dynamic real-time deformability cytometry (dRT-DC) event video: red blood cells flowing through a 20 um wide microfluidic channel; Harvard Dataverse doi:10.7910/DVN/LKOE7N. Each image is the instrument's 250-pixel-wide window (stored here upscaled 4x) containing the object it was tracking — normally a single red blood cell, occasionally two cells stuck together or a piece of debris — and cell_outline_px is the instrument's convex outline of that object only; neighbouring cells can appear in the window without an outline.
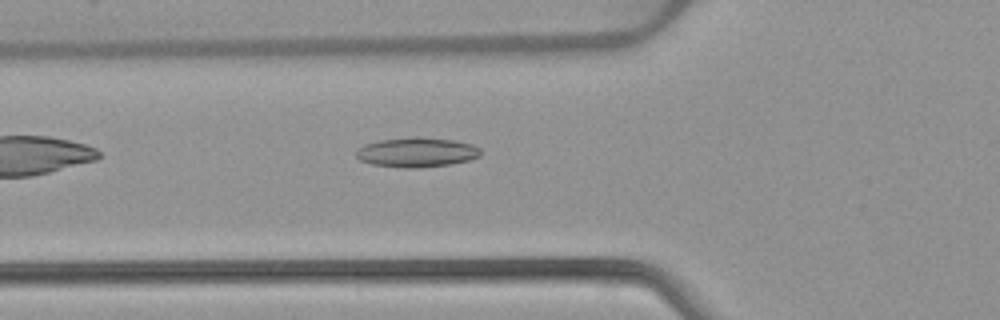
{"species": "common noctule bat (a hibernating species)", "species_latin": "Nyctalus noctula", "temperature_condition": "warm", "stored_images_in_passage": 35, "camera_frame_rate_fps": 3000, "um_per_image_px": 0.085, "animal": {"sex": "female", "body_mass_g": 22.7, "forearm_length_mm": 54.2}, "frame": {"image": 1, "passage_image": 2, "time_ms": 0.333, "image_size_px": [1000, 320], "cell_outline_px": [[480, 156], [468, 160], [448, 164], [416, 168], [408, 168], [372, 164], [360, 160], [356, 156], [356, 148], [364, 144], [380, 140], [412, 136], [416, 136], [452, 140], [472, 144], [480, 148]], "centroid_in_image_um": [35.39, 12.93], "position_along_channel_um": 90.4, "area_um2": 21.44}}
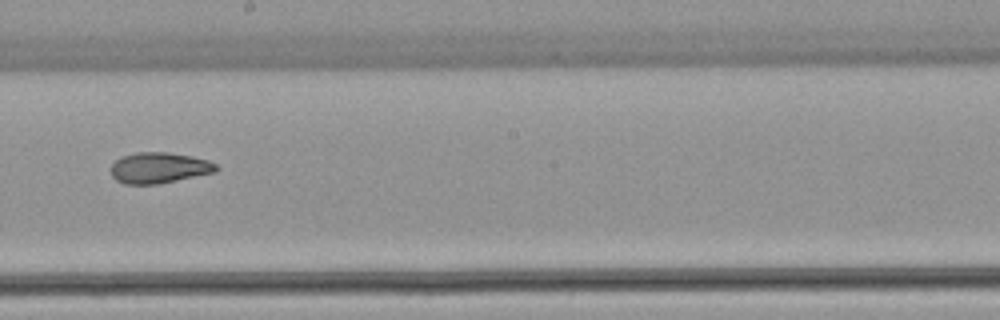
{"frame": {"image": 2, "passage_image": 13, "time_ms": 4.0, "image_size_px": [1000, 320], "cell_outline_px": [[220, 168], [216, 172], [156, 184], [124, 184], [116, 180], [112, 176], [112, 164], [116, 160], [124, 156], [136, 152], [168, 152], [192, 156], [208, 160], [216, 164]], "centroid_in_image_um": [13.55, 14.26], "position_along_channel_um": 234.7, "area_um2": 18.84}}
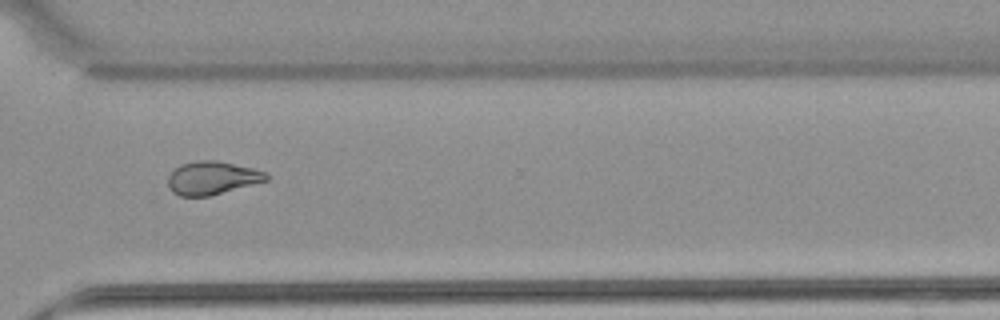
{"frame": {"image": 3, "passage_image": 22, "time_ms": 7.0, "image_size_px": [1000, 320], "cell_outline_px": [[268, 180], [208, 196], [180, 196], [172, 192], [168, 188], [168, 176], [180, 164], [196, 160], [216, 160], [252, 168], [264, 172], [268, 176]], "centroid_in_image_um": [17.98, 15.12], "position_along_channel_um": 352.6, "area_um2": 18.84}}